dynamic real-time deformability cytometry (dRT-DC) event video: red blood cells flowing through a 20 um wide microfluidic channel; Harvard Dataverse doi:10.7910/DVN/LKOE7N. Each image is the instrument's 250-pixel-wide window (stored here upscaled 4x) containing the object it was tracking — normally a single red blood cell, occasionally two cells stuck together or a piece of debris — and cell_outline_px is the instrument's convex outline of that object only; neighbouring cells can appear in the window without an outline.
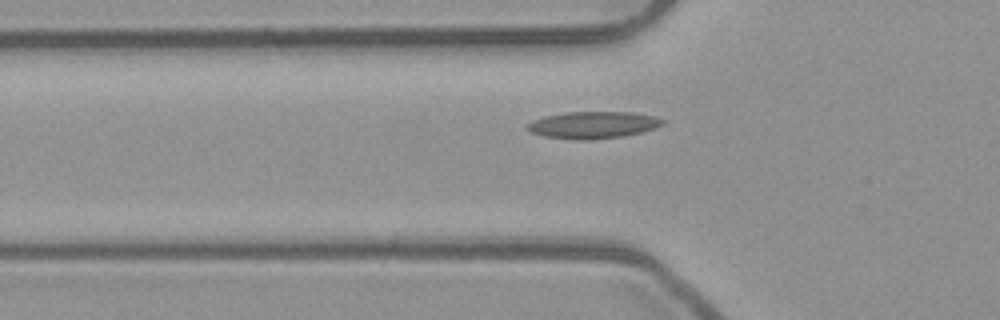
{"species": "common noctule bat (a hibernating species)", "species_latin": "Nyctalus noctula", "temperature_condition": "room temperature", "stored_images_in_passage": 43, "camera_frame_rate_fps": 3000, "um_per_image_px": 0.085, "animal": {"sex": "male", "body_mass_g": 23.1, "forearm_length_mm": 52.7}, "frame": {"image": 1, "passage_image": 14, "time_ms": 4.333, "image_size_px": [1000, 320], "cell_outline_px": [[664, 124], [656, 128], [624, 136], [588, 140], [576, 140], [544, 136], [532, 132], [524, 128], [528, 124], [544, 116], [564, 112], [632, 112], [652, 116], [664, 120]], "centroid_in_image_um": [50.41, 10.62], "position_along_channel_um": 75.4, "area_um2": 21.15}}
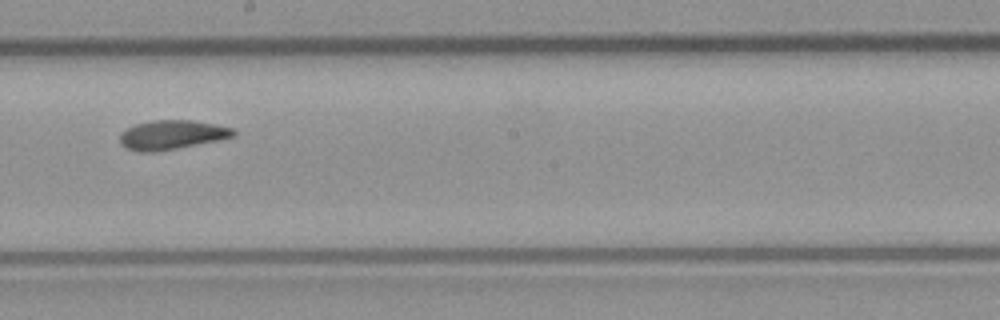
{"frame": {"image": 2, "passage_image": 26, "time_ms": 8.333, "image_size_px": [1000, 320], "cell_outline_px": [[236, 136], [196, 144], [152, 152], [140, 152], [124, 148], [120, 144], [120, 132], [136, 124], [152, 120], [192, 120], [216, 124], [236, 128]], "centroid_in_image_um": [14.6, 11.45], "position_along_channel_um": 233.6, "area_um2": 19.31}}
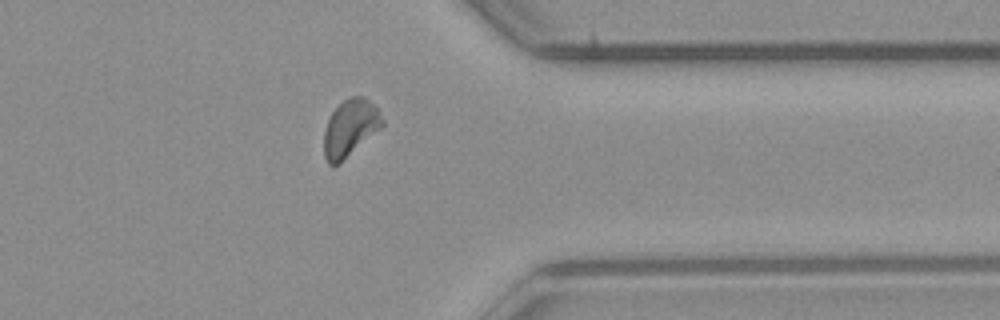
{"frame": {"image": 3, "passage_image": 38, "time_ms": 12.333, "image_size_px": [1000, 320], "cell_outline_px": [[384, 124], [380, 128], [340, 164], [332, 168], [328, 164], [324, 156], [324, 132], [328, 120], [332, 112], [348, 96], [364, 96], [376, 108], [384, 120]], "centroid_in_image_um": [29.74, 10.92], "position_along_channel_um": 381.7, "area_um2": 19.31}}